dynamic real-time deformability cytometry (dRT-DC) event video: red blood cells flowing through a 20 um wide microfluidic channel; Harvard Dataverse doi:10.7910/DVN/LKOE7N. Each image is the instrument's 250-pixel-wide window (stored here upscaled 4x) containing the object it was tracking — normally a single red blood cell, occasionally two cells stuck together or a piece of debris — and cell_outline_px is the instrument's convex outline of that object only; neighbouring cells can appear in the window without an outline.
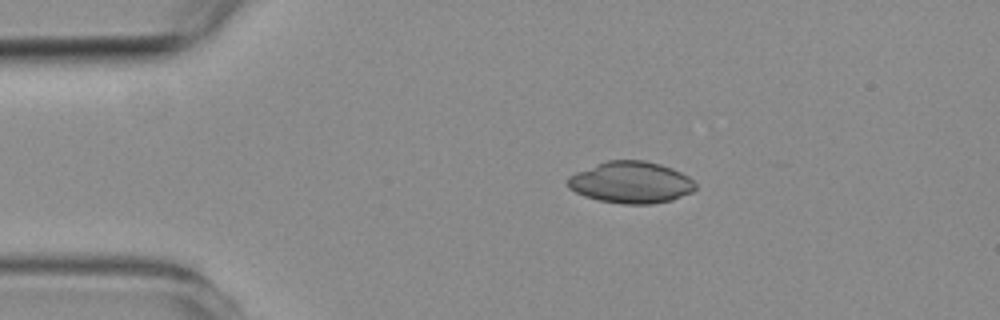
{"species": "common noctule bat (a hibernating species)", "species_latin": "Nyctalus noctula", "temperature_condition": "room temperature", "stored_images_in_passage": 4, "camera_frame_rate_fps": 3000, "um_per_image_px": 0.085, "animal": {"sex": "female", "body_mass_g": 19.3, "forearm_length_mm": 54.1}, "frame": {"image": 1, "passage_image": 2, "time_ms": 2.333, "image_size_px": [1000, 320], "cell_outline_px": [[696, 188], [692, 192], [672, 200], [652, 204], [624, 204], [600, 200], [584, 196], [568, 188], [568, 176], [576, 172], [596, 164], [608, 160], [644, 160], [660, 164], [672, 168], [688, 176], [696, 184]], "centroid_in_image_um": [53.64, 15.5], "position_along_channel_um": 31.4, "area_um2": 30.98}}